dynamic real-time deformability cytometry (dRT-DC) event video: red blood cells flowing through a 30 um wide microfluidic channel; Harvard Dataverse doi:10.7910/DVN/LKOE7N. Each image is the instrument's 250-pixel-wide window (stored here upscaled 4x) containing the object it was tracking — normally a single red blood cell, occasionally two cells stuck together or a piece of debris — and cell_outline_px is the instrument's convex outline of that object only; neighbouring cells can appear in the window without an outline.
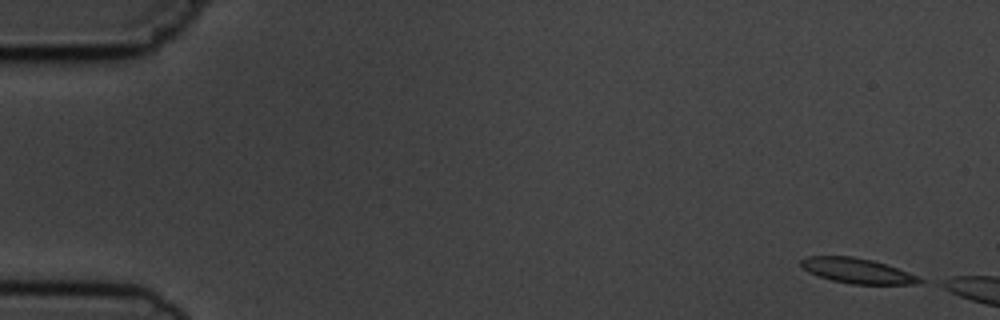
{"species": "common noctule bat (a hibernating species)", "species_latin": "Nyctalus noctula", "temperature_condition": "cold", "stored_images_in_passage": 4, "camera_frame_rate_fps": 3000, "um_per_image_px": 0.085, "animal": {"sex": "male", "body_mass_g": 19.5, "forearm_length_mm": 54.6}, "frame": {"image": 1, "passage_image": 1, "time_ms": 0.0, "image_size_px": [1000, 320], "cell_outline_px": [[924, 280], [920, 284], [852, 284], [832, 280], [808, 272], [800, 264], [800, 260], [808, 256], [852, 256], [872, 260], [908, 272]], "centroid_in_image_um": [72.85, 23.01], "position_along_channel_um": 12.1, "area_um2": 17.11}}